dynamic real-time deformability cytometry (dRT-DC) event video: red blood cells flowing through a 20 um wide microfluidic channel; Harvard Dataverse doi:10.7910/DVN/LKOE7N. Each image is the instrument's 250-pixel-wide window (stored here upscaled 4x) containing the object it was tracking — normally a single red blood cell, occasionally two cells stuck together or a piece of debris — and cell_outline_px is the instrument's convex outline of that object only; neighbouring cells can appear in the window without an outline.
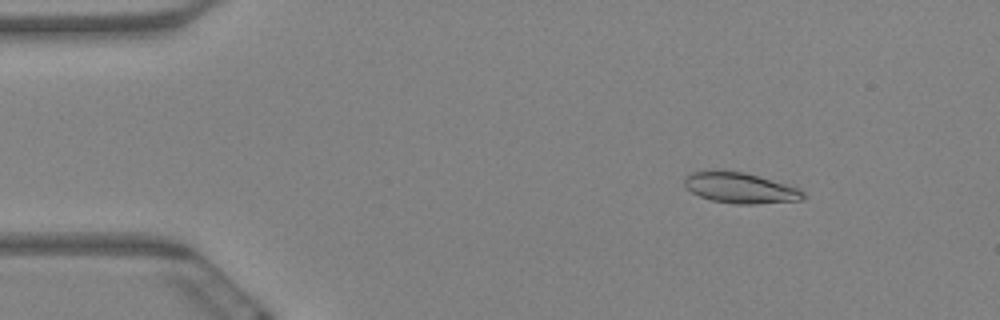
{"species": "Egyptian fruit bat (a non-hibernating species)", "species_latin": "Rousettus aegyptiacus", "temperature_condition": "warm", "stored_images_in_passage": 6, "camera_frame_rate_fps": 3000, "um_per_image_px": 0.085, "animal": {"sex": "female"}, "frame": {"image": 1, "passage_image": 3, "time_ms": 0.667, "image_size_px": [1000, 320], "cell_outline_px": [[804, 200], [756, 204], [736, 204], [712, 200], [700, 196], [692, 192], [684, 184], [684, 180], [692, 172], [744, 172], [800, 188], [804, 192]], "centroid_in_image_um": [62.99, 16.0], "position_along_channel_um": 22.0, "area_um2": 20.69}}
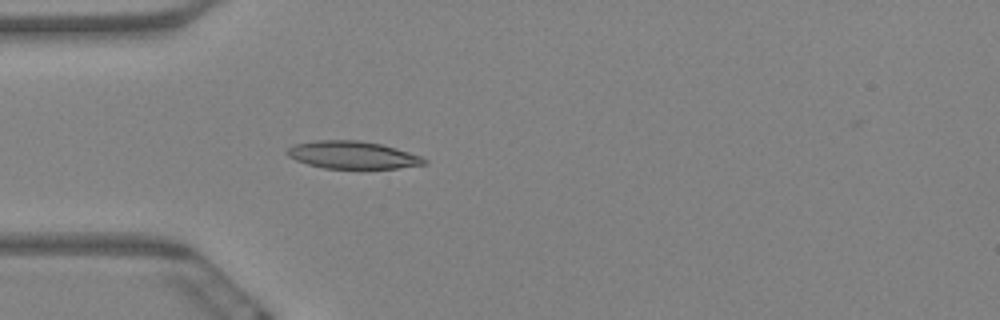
{"frame": {"image": 2, "passage_image": 6, "time_ms": 1.667, "image_size_px": [1000, 320], "cell_outline_px": [[428, 164], [396, 168], [324, 168], [308, 164], [296, 160], [288, 156], [284, 152], [292, 144], [316, 140], [356, 140], [380, 144], [396, 148], [420, 156], [428, 160]], "centroid_in_image_um": [29.94, 13.17], "position_along_channel_um": 55.1, "area_um2": 21.96}}